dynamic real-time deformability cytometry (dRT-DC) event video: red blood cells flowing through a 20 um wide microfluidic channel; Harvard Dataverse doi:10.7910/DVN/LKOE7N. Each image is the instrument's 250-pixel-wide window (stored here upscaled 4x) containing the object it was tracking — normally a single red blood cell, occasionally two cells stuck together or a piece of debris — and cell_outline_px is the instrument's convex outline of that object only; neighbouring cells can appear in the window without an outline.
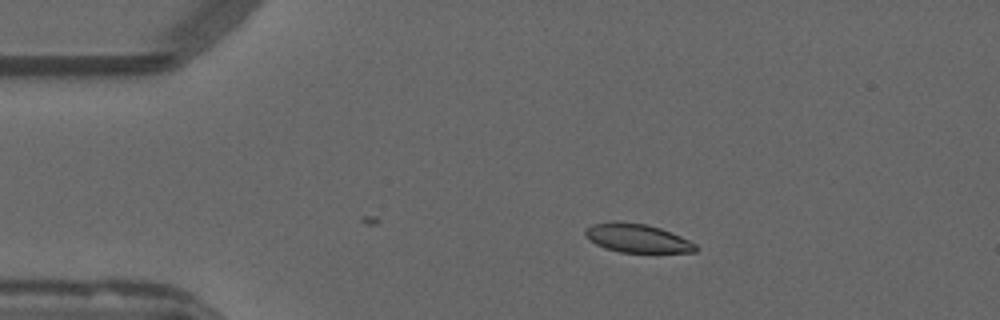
{"species": "common noctule bat (a hibernating species)", "species_latin": "Nyctalus noctula", "temperature_condition": "warm", "stored_images_in_passage": 41, "camera_frame_rate_fps": 3000, "um_per_image_px": 0.085, "animal": {"sex": "male", "forearm_length_mm": 52.5}, "frame": {"image": 1, "passage_image": 1, "time_ms": 0.0, "image_size_px": [1000, 320], "cell_outline_px": [[696, 252], [620, 252], [604, 248], [588, 240], [584, 236], [584, 232], [592, 224], [612, 220], [616, 220], [648, 224], [672, 232], [696, 244]], "centroid_in_image_um": [54.11, 20.22], "position_along_channel_um": 30.9, "area_um2": 18.61}}
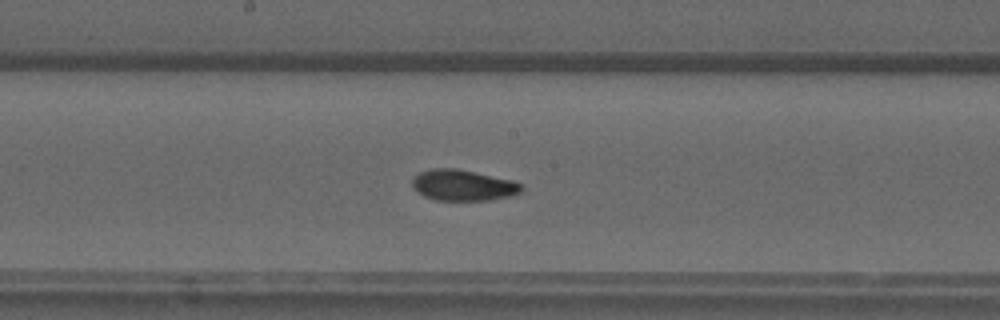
{"frame": {"image": 2, "passage_image": 19, "time_ms": 6.0, "image_size_px": [1000, 320], "cell_outline_px": [[524, 188], [520, 192], [512, 196], [488, 200], [436, 200], [424, 196], [412, 188], [412, 180], [420, 172], [432, 168], [456, 168], [512, 180], [520, 184]], "centroid_in_image_um": [39.35, 15.75], "position_along_channel_um": 208.8, "area_um2": 19.65}}
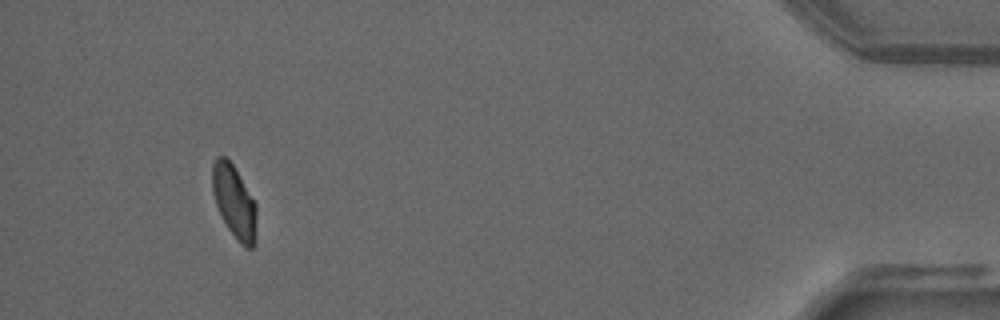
{"frame": {"image": 3, "passage_image": 41, "time_ms": 13.333, "image_size_px": [1000, 320], "cell_outline_px": [[256, 244], [252, 248], [244, 248], [240, 244], [228, 228], [216, 204], [212, 192], [212, 164], [216, 156], [224, 156], [232, 164], [256, 204]], "centroid_in_image_um": [19.91, 17.18], "position_along_channel_um": 415.3, "area_um2": 18.67}, "authors_computed_cell_mechanics": {"area_um2": 19.652, "velocity_mm_per_s": 3.7912, "shape_relaxation_time_tau1_ms": 5.7109, "shape_relaxation_time_tau2_ms": 1.3099, "deformation_change_tau1": 0.1654, "deformation_change_tau2": 0.0463}}